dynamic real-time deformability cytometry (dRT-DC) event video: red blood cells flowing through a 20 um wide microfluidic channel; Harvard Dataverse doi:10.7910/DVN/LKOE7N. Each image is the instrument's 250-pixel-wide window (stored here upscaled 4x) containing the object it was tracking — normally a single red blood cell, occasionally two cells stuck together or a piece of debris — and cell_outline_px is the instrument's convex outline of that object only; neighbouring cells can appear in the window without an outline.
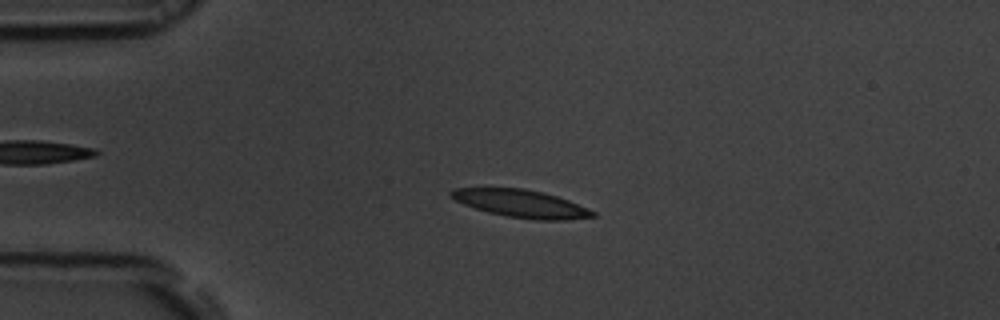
{"species": "common noctule bat (a hibernating species)", "species_latin": "Nyctalus noctula", "temperature_condition": "room temperature", "stored_images_in_passage": 48, "camera_frame_rate_fps": 3000, "um_per_image_px": 0.085, "animal": {"sex": "male", "body_mass_g": 19.5, "forearm_length_mm": 54.6}, "frame": {"image": 1, "passage_image": 12, "time_ms": 3.667, "image_size_px": [1000, 320], "cell_outline_px": [[596, 216], [564, 220], [536, 220], [508, 216], [488, 212], [464, 204], [448, 196], [448, 192], [452, 188], [524, 188], [544, 192], [568, 200], [588, 208], [596, 212]], "centroid_in_image_um": [44.28, 17.29], "position_along_channel_um": 40.7, "area_um2": 22.77}}
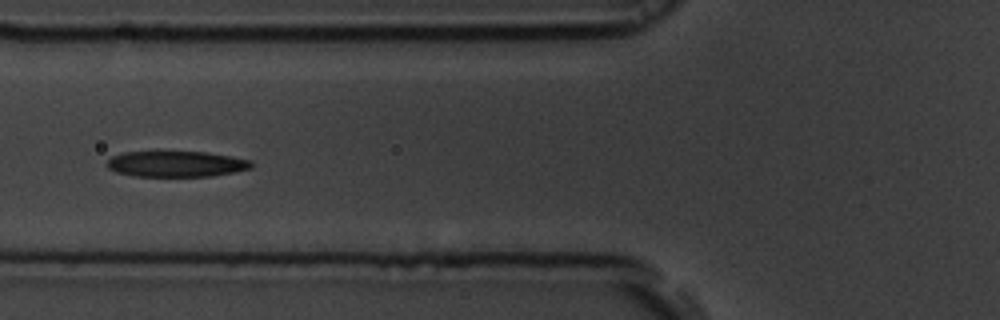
{"frame": {"image": 2, "passage_image": 20, "time_ms": 6.333, "image_size_px": [1000, 320], "cell_outline_px": [[252, 168], [212, 176], [132, 176], [116, 172], [108, 168], [108, 160], [112, 156], [124, 152], [156, 148], [208, 152], [232, 156], [252, 160]], "centroid_in_image_um": [14.94, 13.87], "position_along_channel_um": 110.9, "area_um2": 22.89}}
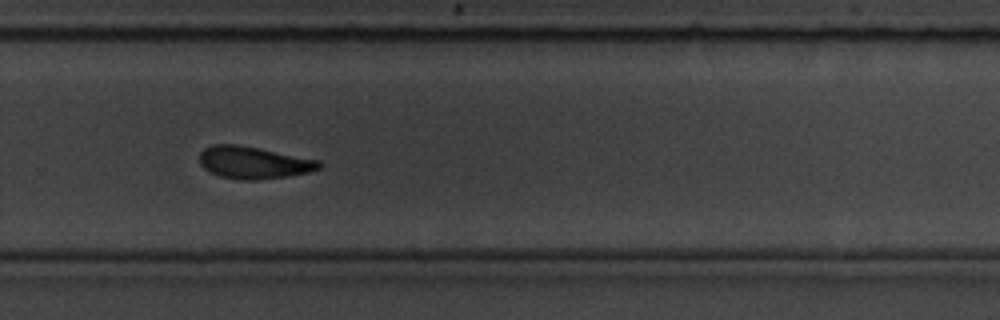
{"frame": {"image": 3, "passage_image": 36, "time_ms": 11.667, "image_size_px": [1000, 320], "cell_outline_px": [[324, 164], [320, 168], [308, 172], [288, 176], [256, 180], [244, 180], [220, 176], [204, 168], [200, 164], [200, 152], [204, 148], [212, 144], [236, 144], [320, 160]], "centroid_in_image_um": [21.56, 13.81], "position_along_channel_um": 308.2, "area_um2": 22.31}, "authors_computed_cell_mechanics": {"area_um2": 22.3108, "velocity_mm_per_s": 3.706, "shape_relaxation_time_tau1_ms": 4.1895, "shape_relaxation_time_tau2_ms": 3.8119, "deformation_change_tau1": 0.1586, "deformation_change_tau2": 0.1121}}